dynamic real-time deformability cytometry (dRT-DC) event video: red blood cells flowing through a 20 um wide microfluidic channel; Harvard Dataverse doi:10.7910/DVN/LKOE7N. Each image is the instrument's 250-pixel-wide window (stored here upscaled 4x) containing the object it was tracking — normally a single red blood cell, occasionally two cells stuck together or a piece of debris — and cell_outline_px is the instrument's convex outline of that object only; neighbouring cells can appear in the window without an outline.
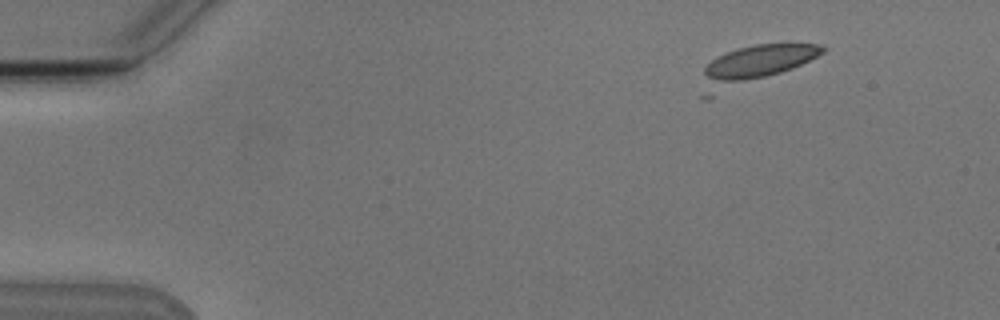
{"species": "Egyptian fruit bat (a non-hibernating species)", "species_latin": "Rousettus aegyptiacus", "temperature_condition": "cold", "stored_images_in_passage": 7, "camera_frame_rate_fps": 3000, "um_per_image_px": 0.085, "animal": {"sex": "male"}, "frame": {"image": 1, "passage_image": 1, "time_ms": 0.0, "image_size_px": [1000, 320], "cell_outline_px": [[828, 48], [824, 52], [792, 68], [780, 72], [764, 76], [744, 80], [720, 80], [708, 76], [704, 72], [704, 68], [712, 60], [736, 48], [756, 44], [820, 44]], "centroid_in_image_um": [64.66, 5.14], "position_along_channel_um": 20.3, "area_um2": 21.27}}
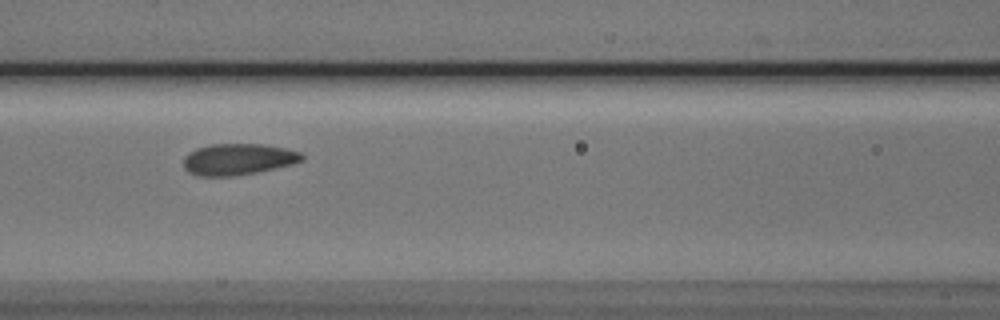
{"frame": {"image": 2, "passage_image": 6, "time_ms": 6.0, "image_size_px": [1000, 320], "cell_outline_px": [[304, 160], [292, 164], [256, 172], [232, 176], [200, 176], [188, 172], [184, 168], [184, 156], [188, 152], [196, 148], [212, 144], [264, 144], [284, 148], [300, 152], [304, 156]], "centroid_in_image_um": [20.22, 13.53], "position_along_channel_um": 146.4, "area_um2": 21.62}}
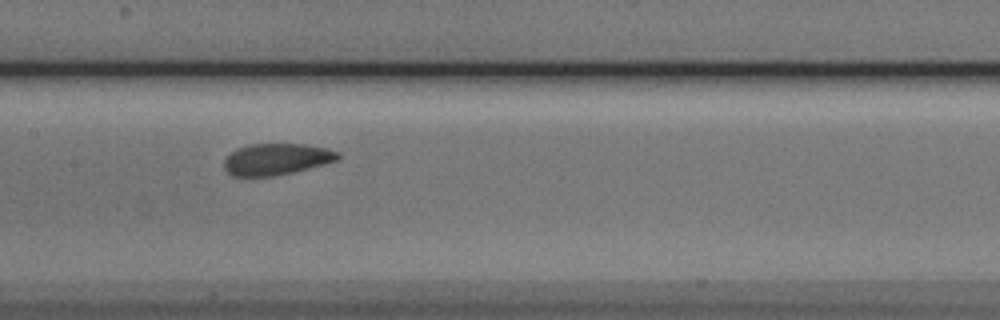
{"frame": {"image": 3, "passage_image": 7, "time_ms": 7.0, "image_size_px": [1000, 320], "cell_outline_px": [[340, 160], [292, 172], [272, 176], [232, 176], [224, 168], [224, 160], [236, 148], [248, 144], [304, 144], [328, 148], [340, 152]], "centroid_in_image_um": [23.52, 13.52], "position_along_channel_um": 183.9, "area_um2": 20.92}}